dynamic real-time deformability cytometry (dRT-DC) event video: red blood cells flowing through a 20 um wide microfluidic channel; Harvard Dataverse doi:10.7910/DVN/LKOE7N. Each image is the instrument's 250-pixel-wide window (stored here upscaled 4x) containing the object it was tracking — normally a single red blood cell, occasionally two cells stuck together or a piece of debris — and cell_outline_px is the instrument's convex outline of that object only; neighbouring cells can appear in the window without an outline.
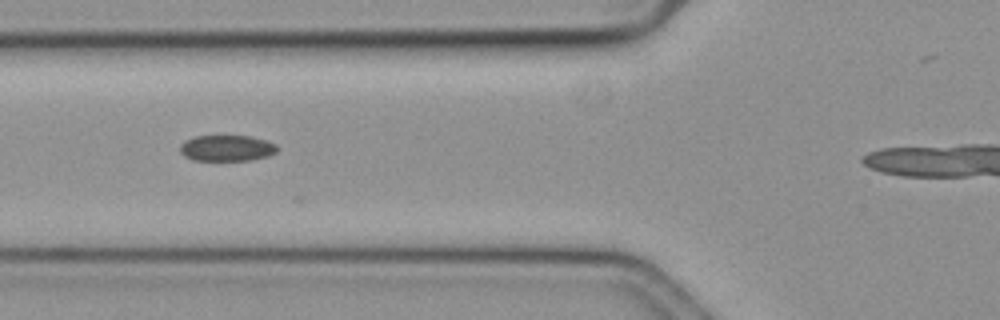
{"species": "common noctule bat (a hibernating species)", "species_latin": "Nyctalus noctula", "temperature_condition": "cold", "stored_images_in_passage": 27, "camera_frame_rate_fps": 3000, "um_per_image_px": 0.085, "animal": {"sex": "female", "body_mass_g": 19.3, "forearm_length_mm": 54.1}, "frame": {"image": 1, "passage_image": 4, "time_ms": 1.0, "image_size_px": [1000, 320], "cell_outline_px": [[276, 152], [268, 156], [252, 160], [192, 160], [184, 156], [180, 152], [180, 144], [184, 140], [192, 136], [252, 136], [276, 144]], "centroid_in_image_um": [19.23, 12.59], "position_along_channel_um": 106.6, "area_um2": 14.8}}
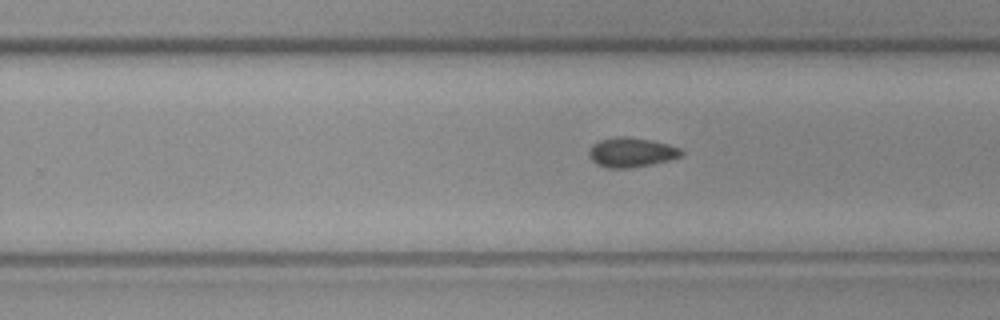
{"frame": {"image": 2, "passage_image": 18, "time_ms": 5.667, "image_size_px": [1000, 320], "cell_outline_px": [[684, 152], [680, 156], [668, 160], [652, 164], [628, 168], [608, 168], [596, 164], [592, 160], [588, 152], [592, 144], [600, 140], [616, 136], [624, 136], [652, 140], [668, 144], [680, 148]], "centroid_in_image_um": [53.65, 12.94], "position_along_channel_um": 276.2, "area_um2": 15.9}}
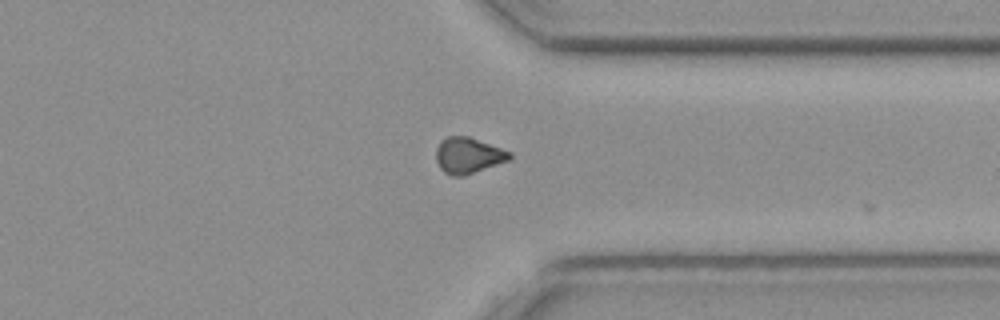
{"frame": {"image": 3, "passage_image": 26, "time_ms": 8.333, "image_size_px": [1000, 320], "cell_outline_px": [[512, 156], [508, 160], [464, 176], [452, 176], [444, 172], [440, 168], [436, 160], [436, 148], [440, 140], [448, 136], [468, 136], [512, 152]], "centroid_in_image_um": [39.77, 13.21], "position_along_channel_um": 371.6, "area_um2": 15.37}}